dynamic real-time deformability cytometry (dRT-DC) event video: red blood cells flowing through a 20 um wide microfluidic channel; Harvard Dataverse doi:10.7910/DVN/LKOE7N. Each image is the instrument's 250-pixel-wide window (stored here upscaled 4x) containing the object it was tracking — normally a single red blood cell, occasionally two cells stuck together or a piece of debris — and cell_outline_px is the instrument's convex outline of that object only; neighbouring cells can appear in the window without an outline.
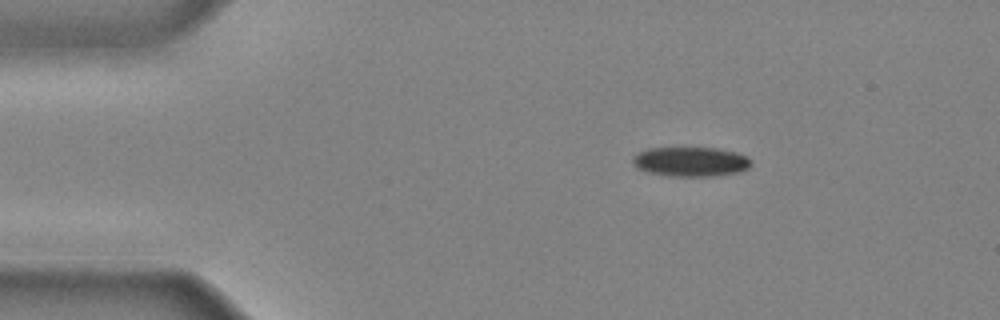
{"species": "common noctule bat (a hibernating species)", "species_latin": "Nyctalus noctula", "temperature_condition": "cold", "stored_images_in_passage": 36, "camera_frame_rate_fps": 3000, "um_per_image_px": 0.085, "animal": {"sex": "male", "body_mass_g": 20.4}, "frame": {"image": 1, "passage_image": 1, "time_ms": 0.0, "image_size_px": [1000, 320], "cell_outline_px": [[752, 164], [748, 168], [740, 172], [716, 176], [668, 176], [648, 172], [636, 168], [632, 164], [632, 156], [648, 148], [716, 148], [736, 152], [748, 156], [752, 160]], "centroid_in_image_um": [58.72, 13.75], "position_along_channel_um": 26.3, "area_um2": 20.63}}
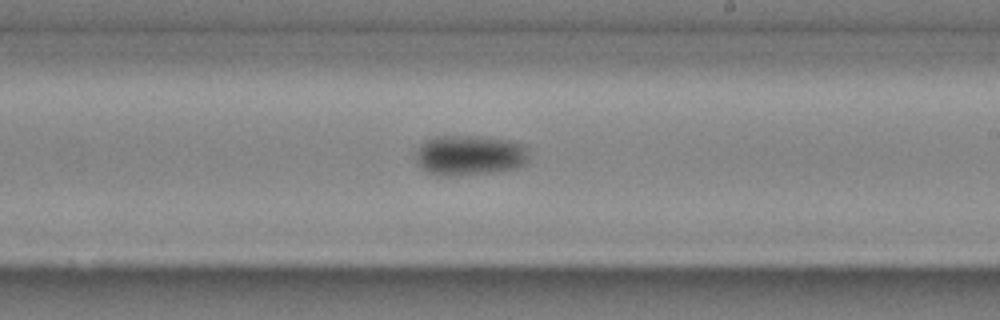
{"frame": {"image": 2, "passage_image": 20, "time_ms": 6.333, "image_size_px": [1000, 320], "cell_outline_px": [[528, 160], [524, 164], [516, 168], [492, 172], [456, 176], [448, 176], [428, 172], [416, 160], [416, 148], [424, 140], [432, 136], [480, 136], [508, 140], [524, 144], [528, 148]], "centroid_in_image_um": [39.92, 13.18], "position_along_channel_um": 249.1, "area_um2": 26.7}}
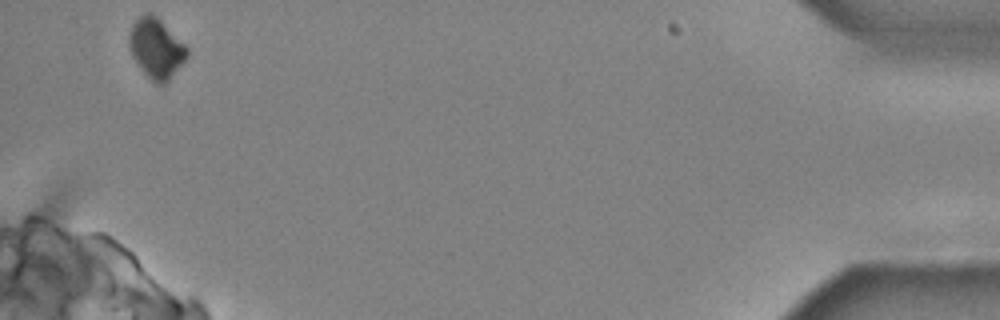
{"frame": {"image": 3, "passage_image": 36, "time_ms": 11.667, "image_size_px": [1000, 320], "cell_outline_px": [[188, 56], [168, 80], [164, 84], [156, 84], [144, 72], [132, 56], [128, 44], [128, 36], [132, 24], [144, 12], [152, 12], [188, 48]], "centroid_in_image_um": [13.25, 4.08], "position_along_channel_um": 421.9, "area_um2": 19.88}}